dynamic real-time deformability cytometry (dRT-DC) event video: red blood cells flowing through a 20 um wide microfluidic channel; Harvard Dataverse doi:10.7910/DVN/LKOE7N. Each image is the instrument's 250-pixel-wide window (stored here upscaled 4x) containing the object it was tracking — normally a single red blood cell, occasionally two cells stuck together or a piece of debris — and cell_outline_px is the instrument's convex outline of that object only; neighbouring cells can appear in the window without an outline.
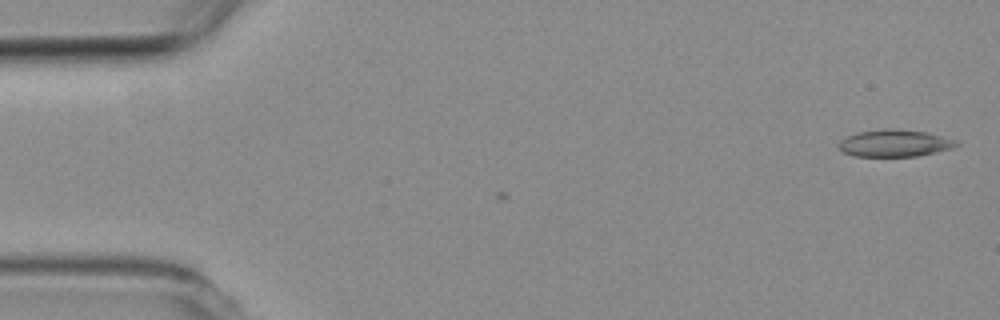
{"species": "common noctule bat (a hibernating species)", "species_latin": "Nyctalus noctula", "temperature_condition": "room temperature", "stored_images_in_passage": 2, "camera_frame_rate_fps": 3000, "um_per_image_px": 0.085, "animal": {"sex": "female", "body_mass_g": 19.3, "forearm_length_mm": 54.1}, "frame": {"image": 1, "passage_image": 1, "time_ms": 0.0, "image_size_px": [1000, 320], "cell_outline_px": [[960, 144], [952, 148], [916, 156], [852, 156], [844, 152], [836, 144], [840, 140], [848, 136], [860, 132], [884, 128], [888, 128], [928, 132], [956, 140]], "centroid_in_image_um": [76.04, 12.17], "position_along_channel_um": 9.0, "area_um2": 18.44}}